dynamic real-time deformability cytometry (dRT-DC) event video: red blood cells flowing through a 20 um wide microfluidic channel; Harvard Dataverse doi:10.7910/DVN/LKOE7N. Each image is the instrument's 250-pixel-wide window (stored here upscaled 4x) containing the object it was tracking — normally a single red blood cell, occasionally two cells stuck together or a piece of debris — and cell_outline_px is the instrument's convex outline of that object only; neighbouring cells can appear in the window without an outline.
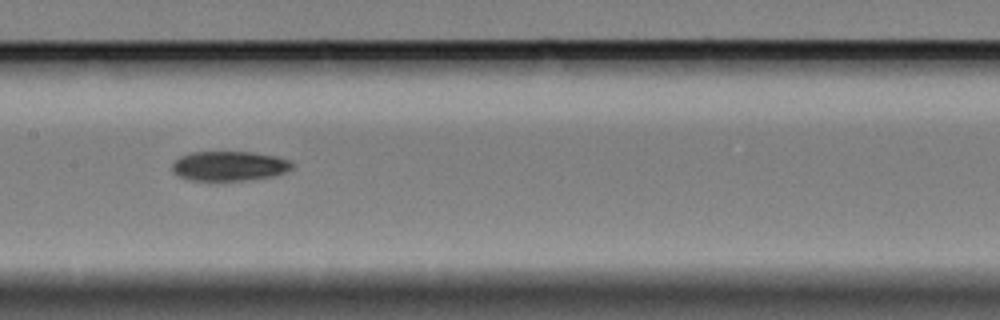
{"species": "Egyptian fruit bat (a non-hibernating species)", "species_latin": "Rousettus aegyptiacus", "temperature_condition": "cold", "stored_images_in_passage": 6, "camera_frame_rate_fps": 3000, "um_per_image_px": 0.085, "animal": {"sex": "female"}, "frame": {"image": 1, "passage_image": 5, "time_ms": 6.667, "image_size_px": [1000, 320], "cell_outline_px": [[296, 164], [292, 168], [284, 172], [272, 176], [244, 180], [192, 180], [180, 176], [172, 172], [172, 164], [180, 156], [192, 152], [252, 152], [276, 156], [292, 160]], "centroid_in_image_um": [19.52, 14.1], "position_along_channel_um": 187.9, "area_um2": 20.69}}
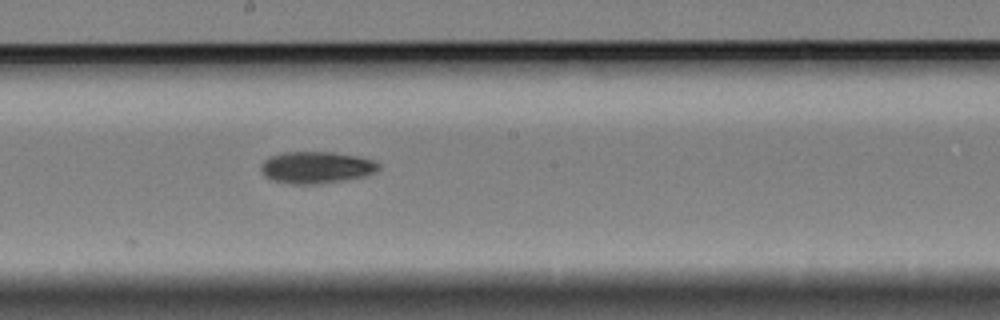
{"frame": {"image": 2, "passage_image": 6, "time_ms": 7.667, "image_size_px": [1000, 320], "cell_outline_px": [[380, 168], [376, 172], [364, 176], [344, 180], [320, 184], [288, 184], [272, 180], [264, 176], [260, 168], [260, 164], [264, 160], [272, 156], [284, 152], [332, 152], [356, 156], [372, 160], [380, 164]], "centroid_in_image_um": [26.87, 14.24], "position_along_channel_um": 221.3, "area_um2": 21.91}}